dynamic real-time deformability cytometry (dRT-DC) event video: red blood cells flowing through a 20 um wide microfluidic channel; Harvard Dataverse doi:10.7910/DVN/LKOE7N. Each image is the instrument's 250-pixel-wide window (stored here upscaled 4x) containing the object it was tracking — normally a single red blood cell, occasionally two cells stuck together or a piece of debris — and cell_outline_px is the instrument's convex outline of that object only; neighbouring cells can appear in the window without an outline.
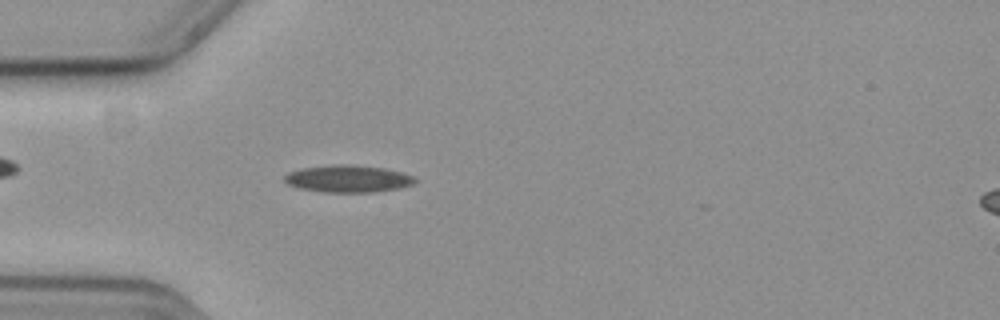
{"species": "common noctule bat (a hibernating species)", "species_latin": "Nyctalus noctula", "temperature_condition": "cold", "stored_images_in_passage": 43, "camera_frame_rate_fps": 3000, "um_per_image_px": 0.085, "animal": {"sex": "female", "body_mass_g": 19.3, "forearm_length_mm": 54.1}, "frame": {"image": 1, "passage_image": 5, "time_ms": 1.333, "image_size_px": [1000, 320], "cell_outline_px": [[416, 180], [412, 184], [400, 188], [372, 192], [324, 192], [300, 188], [288, 184], [284, 180], [284, 176], [288, 172], [300, 168], [332, 164], [352, 164], [384, 168], [400, 172], [412, 176]], "centroid_in_image_um": [29.54, 15.18], "position_along_channel_um": 55.5, "area_um2": 20.63}}
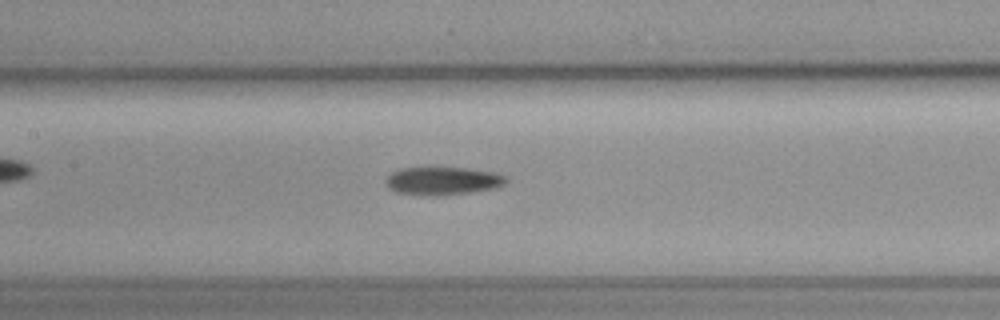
{"frame": {"image": 2, "passage_image": 15, "time_ms": 4.667, "image_size_px": [1000, 320], "cell_outline_px": [[508, 180], [504, 184], [496, 188], [472, 192], [436, 196], [432, 196], [396, 192], [388, 188], [384, 180], [392, 172], [400, 168], [468, 168], [496, 172], [508, 176]], "centroid_in_image_um": [37.66, 15.37], "position_along_channel_um": 169.7, "area_um2": 19.83}}
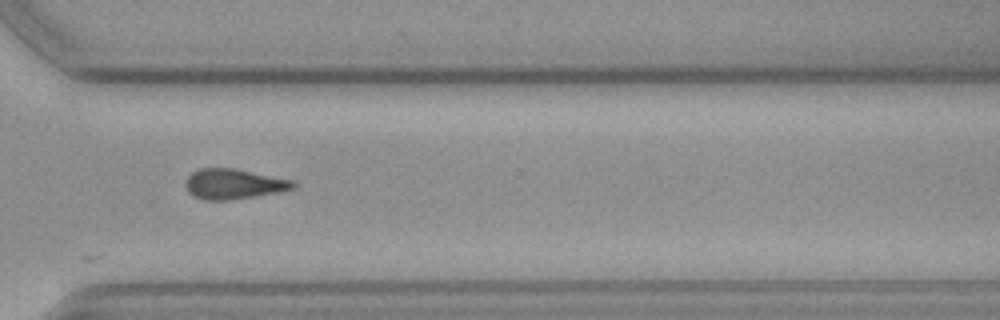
{"frame": {"image": 3, "passage_image": 30, "time_ms": 9.667, "image_size_px": [1000, 320], "cell_outline_px": [[296, 188], [276, 192], [228, 200], [204, 200], [192, 196], [188, 192], [184, 184], [188, 176], [192, 172], [200, 168], [236, 168], [296, 180]], "centroid_in_image_um": [19.86, 15.62], "position_along_channel_um": 350.7, "area_um2": 19.13}}